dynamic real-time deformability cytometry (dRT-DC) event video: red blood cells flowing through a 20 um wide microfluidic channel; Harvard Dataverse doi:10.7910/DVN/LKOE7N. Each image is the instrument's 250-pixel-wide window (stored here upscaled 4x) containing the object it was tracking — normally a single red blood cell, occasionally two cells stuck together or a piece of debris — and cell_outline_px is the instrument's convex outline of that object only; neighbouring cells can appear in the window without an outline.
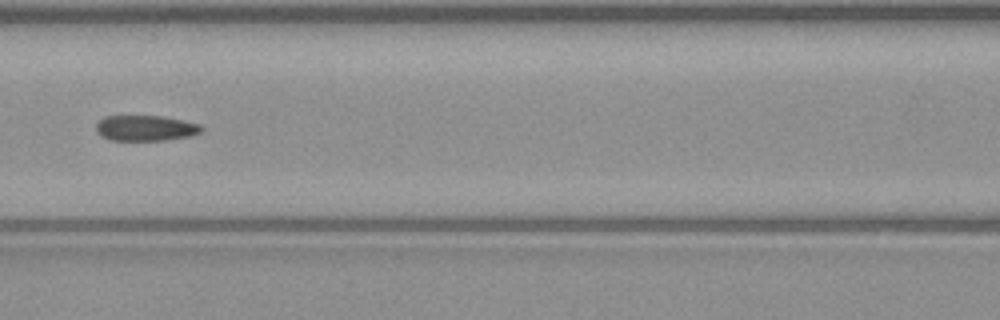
{"species": "common noctule bat (a hibernating species)", "species_latin": "Nyctalus noctula", "temperature_condition": "warm", "stored_images_in_passage": 26, "camera_frame_rate_fps": 3000, "um_per_image_px": 0.085, "animal": {"sex": "male", "body_mass_g": 23.1, "forearm_length_mm": 52.7}, "frame": {"image": 1, "passage_image": 22, "time_ms": 7.0, "image_size_px": [1000, 320], "cell_outline_px": [[204, 128], [200, 132], [192, 136], [164, 140], [108, 140], [100, 136], [96, 132], [96, 124], [104, 116], [160, 116], [184, 120], [200, 124]], "centroid_in_image_um": [12.36, 10.89], "position_along_channel_um": 154.2, "area_um2": 15.84}}